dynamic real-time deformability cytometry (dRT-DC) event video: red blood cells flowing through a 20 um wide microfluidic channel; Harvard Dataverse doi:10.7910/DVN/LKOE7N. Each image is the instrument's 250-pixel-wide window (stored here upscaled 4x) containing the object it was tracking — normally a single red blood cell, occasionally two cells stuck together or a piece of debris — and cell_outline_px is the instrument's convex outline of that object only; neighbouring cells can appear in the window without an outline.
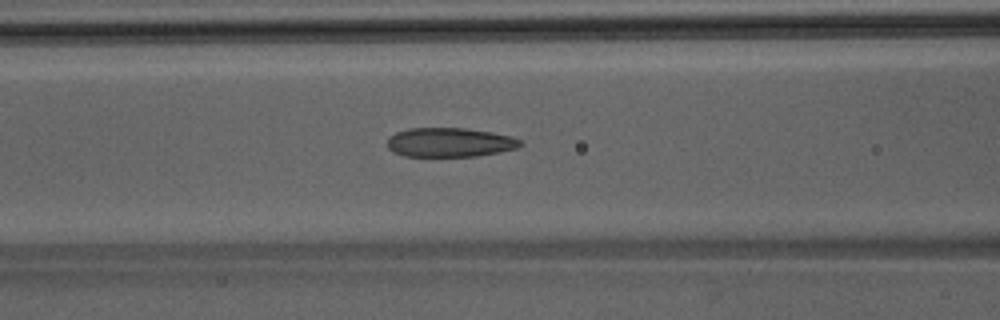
{"species": "Egyptian fruit bat (a non-hibernating species)", "species_latin": "Rousettus aegyptiacus", "temperature_condition": "room temperature", "stored_images_in_passage": 47, "camera_frame_rate_fps": 3000, "um_per_image_px": 0.085, "animal": {"sex": "male"}, "frame": {"image": 1, "passage_image": 19, "time_ms": 6.0, "image_size_px": [1000, 320], "cell_outline_px": [[524, 144], [520, 148], [500, 152], [476, 156], [404, 156], [392, 152], [388, 148], [388, 136], [396, 132], [408, 128], [464, 128], [492, 132], [512, 136], [520, 140]], "centroid_in_image_um": [38.25, 12.1], "position_along_channel_um": 128.4, "area_um2": 22.89}}
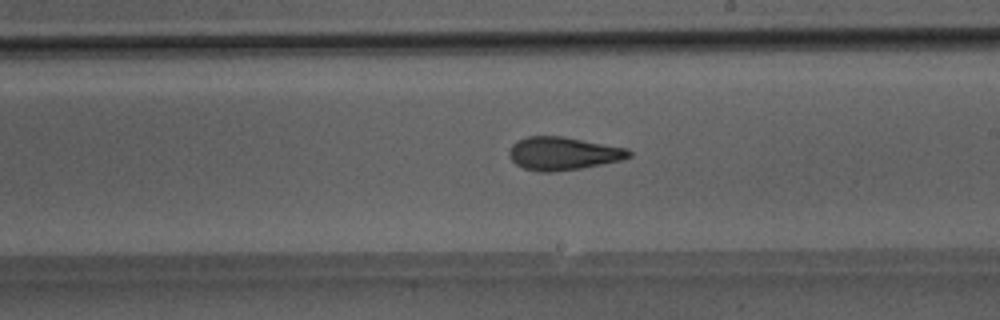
{"frame": {"image": 2, "passage_image": 27, "time_ms": 8.667, "image_size_px": [1000, 320], "cell_outline_px": [[632, 156], [620, 160], [580, 168], [552, 172], [540, 172], [524, 168], [516, 164], [512, 160], [508, 152], [512, 144], [528, 136], [564, 136], [628, 148], [632, 152]], "centroid_in_image_um": [47.88, 13.04], "position_along_channel_um": 241.1, "area_um2": 23.0}}
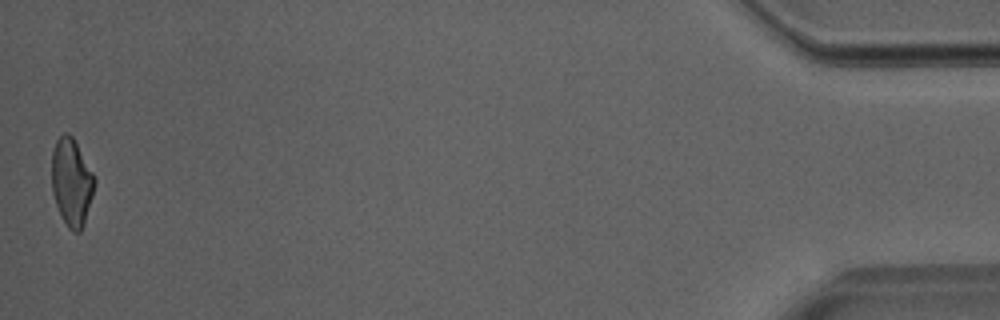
{"frame": {"image": 3, "passage_image": 47, "time_ms": 15.333, "image_size_px": [1000, 320], "cell_outline_px": [[96, 180], [92, 196], [84, 224], [80, 232], [72, 232], [68, 228], [56, 204], [52, 192], [52, 152], [56, 140], [64, 132], [68, 132], [72, 136], [92, 172]], "centroid_in_image_um": [6.08, 15.48], "position_along_channel_um": 429.1, "area_um2": 21.56}}